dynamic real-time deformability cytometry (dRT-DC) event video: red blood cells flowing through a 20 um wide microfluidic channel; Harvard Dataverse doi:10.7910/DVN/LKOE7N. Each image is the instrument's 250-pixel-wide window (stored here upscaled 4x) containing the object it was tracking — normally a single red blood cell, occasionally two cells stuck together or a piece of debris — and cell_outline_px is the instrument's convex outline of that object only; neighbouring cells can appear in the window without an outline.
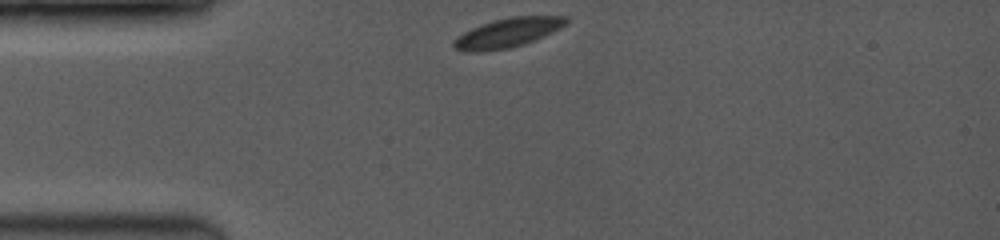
{"species": "common noctule bat (a hibernating species)", "species_latin": "Nyctalus noctula", "temperature_condition": "room temperature", "stored_images_in_passage": 10, "camera_frame_rate_fps": 3500, "um_per_image_px": 0.085, "animal": {"sex": "female", "body_mass_g": 19.0, "forearm_length_mm": 53.3}, "frame": {"image": 1, "passage_image": 1, "time_ms": 0.0, "image_size_px": [1000, 240], "cell_outline_px": [[568, 20], [560, 28], [524, 44], [508, 48], [468, 52], [456, 48], [452, 44], [452, 40], [456, 36], [480, 24], [512, 16], [568, 16]], "centroid_in_image_um": [43.12, 2.77], "position_along_channel_um": 41.9, "area_um2": 18.79}}
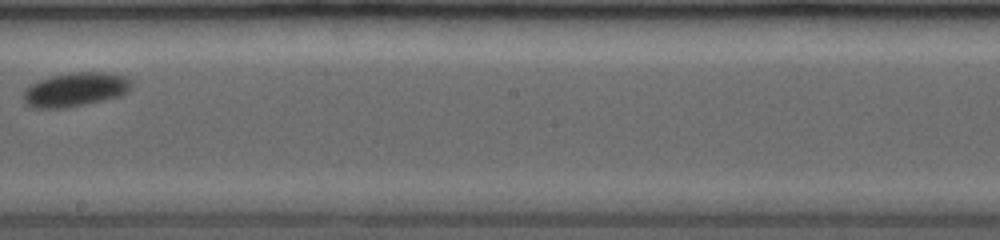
{"frame": {"image": 2, "passage_image": 6, "time_ms": 5.714, "image_size_px": [1000, 240], "cell_outline_px": [[132, 88], [128, 92], [120, 96], [68, 108], [32, 108], [24, 104], [24, 92], [32, 84], [40, 80], [52, 76], [76, 72], [112, 72], [124, 76], [132, 84]], "centroid_in_image_um": [6.43, 7.62], "position_along_channel_um": 241.8, "area_um2": 21.39}}
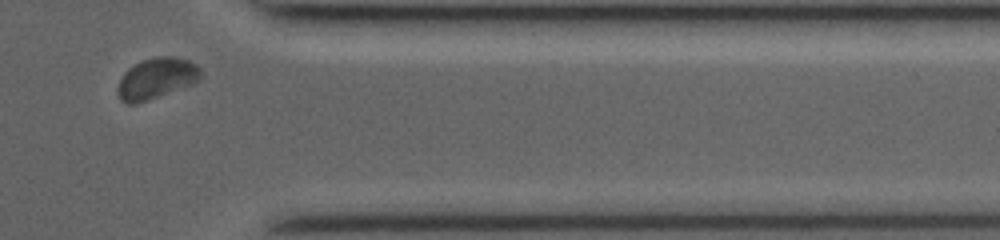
{"frame": {"image": 3, "passage_image": 10, "time_ms": 9.714, "image_size_px": [1000, 240], "cell_outline_px": [[204, 72], [200, 80], [192, 84], [148, 100], [136, 104], [128, 104], [120, 100], [120, 80], [124, 72], [128, 68], [140, 60], [156, 56], [172, 56], [188, 60], [196, 64]], "centroid_in_image_um": [13.35, 6.64], "position_along_channel_um": 398.0, "area_um2": 19.77}}